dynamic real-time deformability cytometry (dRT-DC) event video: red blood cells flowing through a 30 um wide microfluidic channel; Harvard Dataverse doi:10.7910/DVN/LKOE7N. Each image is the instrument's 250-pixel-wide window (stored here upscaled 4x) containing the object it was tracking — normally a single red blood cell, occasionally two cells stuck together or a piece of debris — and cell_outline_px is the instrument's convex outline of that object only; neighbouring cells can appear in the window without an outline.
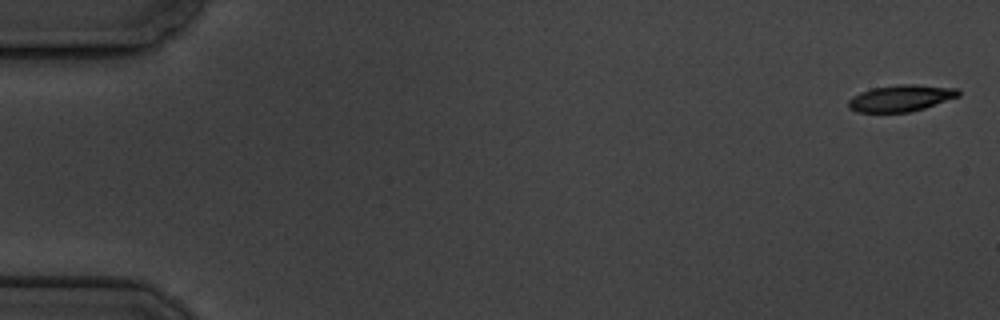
{"species": "common noctule bat (a hibernating species)", "species_latin": "Nyctalus noctula", "temperature_condition": "cold", "stored_images_in_passage": 5, "camera_frame_rate_fps": 3000, "um_per_image_px": 0.085, "animal": {"sex": "male", "body_mass_g": 19.5, "forearm_length_mm": 54.6}, "frame": {"image": 1, "passage_image": 1, "time_ms": 0.0, "image_size_px": [1000, 320], "cell_outline_px": [[960, 96], [924, 108], [908, 112], [856, 112], [848, 108], [848, 100], [852, 96], [860, 92], [872, 88], [900, 84], [916, 84], [956, 88], [960, 92]], "centroid_in_image_um": [76.55, 8.34], "position_along_channel_um": 8.4, "area_um2": 17.05}}
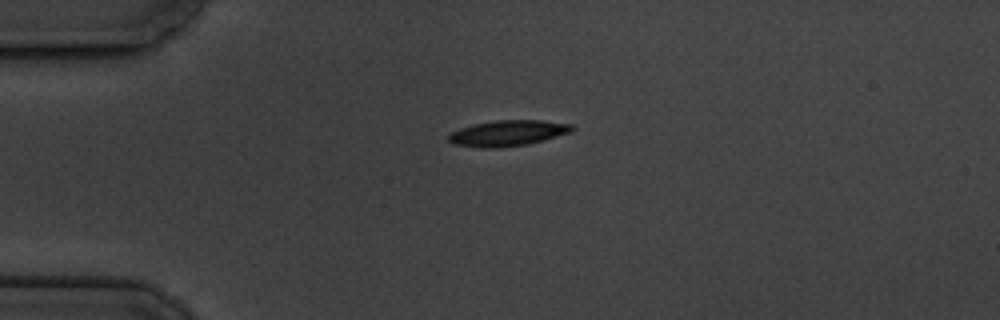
{"frame": {"image": 2, "passage_image": 4, "time_ms": 4.333, "image_size_px": [1000, 320], "cell_outline_px": [[576, 128], [572, 132], [544, 140], [528, 144], [500, 148], [480, 148], [452, 144], [448, 140], [448, 132], [460, 128], [476, 124], [496, 120], [540, 120], [572, 124]], "centroid_in_image_um": [43.16, 11.32], "position_along_channel_um": 41.8, "area_um2": 18.79}}